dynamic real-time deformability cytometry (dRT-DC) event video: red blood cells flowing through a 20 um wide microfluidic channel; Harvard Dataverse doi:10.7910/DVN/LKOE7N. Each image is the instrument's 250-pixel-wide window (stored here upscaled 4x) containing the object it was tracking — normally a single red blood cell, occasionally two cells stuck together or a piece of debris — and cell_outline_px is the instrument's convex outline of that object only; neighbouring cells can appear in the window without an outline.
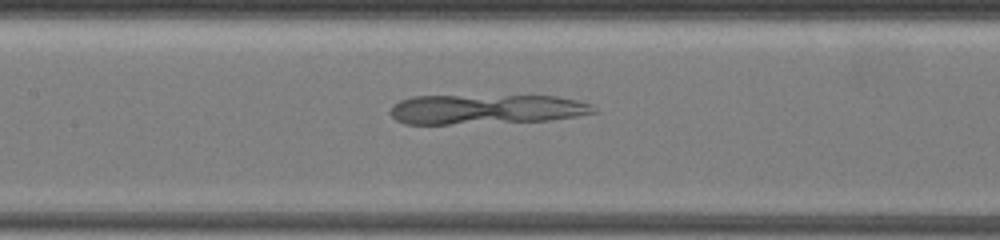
{"species": "common noctule bat (a hibernating species)", "species_latin": "Nyctalus noctula", "temperature_condition": "warm", "stored_images_in_passage": 38, "camera_frame_rate_fps": 3000, "um_per_image_px": 0.085, "animal": {"sex": "female", "body_mass_g": 19.5, "forearm_length_mm": 54.1}, "frame": {"image": 1, "passage_image": 11, "time_ms": 3.333, "image_size_px": [1000, 240], "cell_outline_px": [[600, 112], [552, 120], [448, 124], [404, 124], [396, 120], [388, 112], [392, 104], [400, 100], [412, 96], [556, 96], [576, 100], [592, 104]], "centroid_in_image_um": [41.31, 9.29], "position_along_channel_um": 166.1, "area_um2": 35.49}}
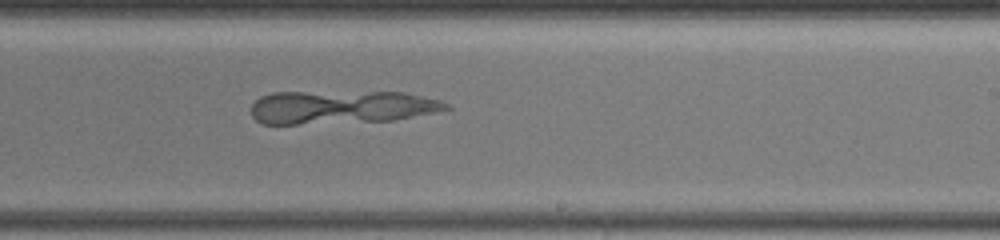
{"frame": {"image": 2, "passage_image": 19, "time_ms": 6.0, "image_size_px": [1000, 240], "cell_outline_px": [[452, 108], [392, 120], [296, 124], [264, 124], [256, 120], [252, 116], [252, 104], [260, 96], [272, 92], [404, 92], [440, 100], [448, 104]], "centroid_in_image_um": [28.96, 9.09], "position_along_channel_um": 260.0, "area_um2": 37.57}}
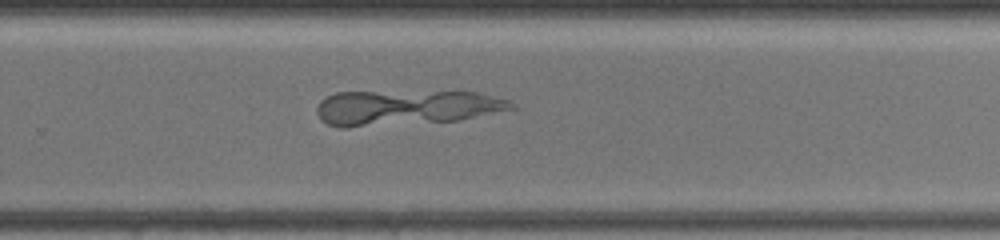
{"frame": {"image": 3, "passage_image": 22, "time_ms": 7.0, "image_size_px": [1000, 240], "cell_outline_px": [[516, 108], [460, 120], [344, 128], [340, 128], [328, 124], [320, 120], [316, 112], [316, 108], [320, 100], [336, 92], [476, 92], [512, 100], [516, 104]], "centroid_in_image_um": [34.49, 9.15], "position_along_channel_um": 295.3, "area_um2": 40.0}}